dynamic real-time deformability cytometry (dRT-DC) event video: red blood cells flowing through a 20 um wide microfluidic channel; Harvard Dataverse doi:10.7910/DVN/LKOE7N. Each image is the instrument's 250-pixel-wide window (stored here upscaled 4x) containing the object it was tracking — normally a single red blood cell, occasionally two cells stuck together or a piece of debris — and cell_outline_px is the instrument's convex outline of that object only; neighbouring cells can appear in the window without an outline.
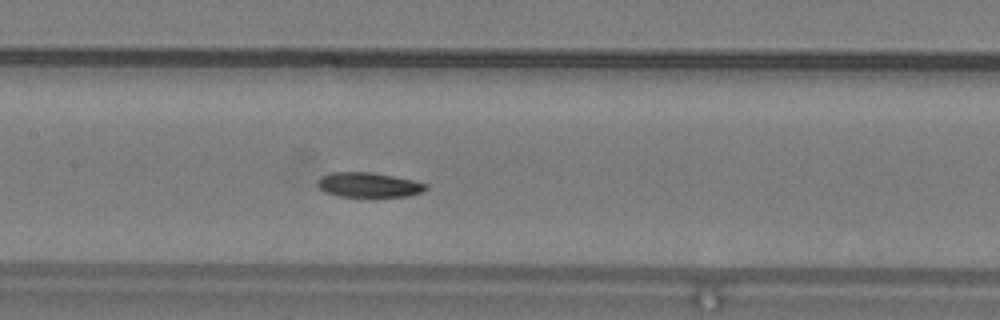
{"species": "common noctule bat (a hibernating species)", "species_latin": "Nyctalus noctula", "temperature_condition": "warm", "stored_images_in_passage": 30, "camera_frame_rate_fps": 3000, "um_per_image_px": 0.085, "animal": {"sex": "male", "body_mass_g": 19.2, "forearm_length_mm": 51.8}, "frame": {"image": 1, "passage_image": 13, "time_ms": 4.0, "image_size_px": [1000, 320], "cell_outline_px": [[428, 188], [424, 192], [408, 196], [336, 196], [324, 192], [316, 184], [320, 176], [332, 172], [372, 172], [412, 180], [428, 184]], "centroid_in_image_um": [31.33, 15.71], "position_along_channel_um": 176.1, "area_um2": 15.66}, "authors_computed_cell_mechanics": {"area_um2": 16.3574, "velocity_mm_per_s": 4.1786, "shape_relaxation_time_tau1_ms": 3.942, "shape_relaxation_time_tau2_ms": null, "deformation_change_tau1": 0.1175, "deformation_change_tau2": null}}